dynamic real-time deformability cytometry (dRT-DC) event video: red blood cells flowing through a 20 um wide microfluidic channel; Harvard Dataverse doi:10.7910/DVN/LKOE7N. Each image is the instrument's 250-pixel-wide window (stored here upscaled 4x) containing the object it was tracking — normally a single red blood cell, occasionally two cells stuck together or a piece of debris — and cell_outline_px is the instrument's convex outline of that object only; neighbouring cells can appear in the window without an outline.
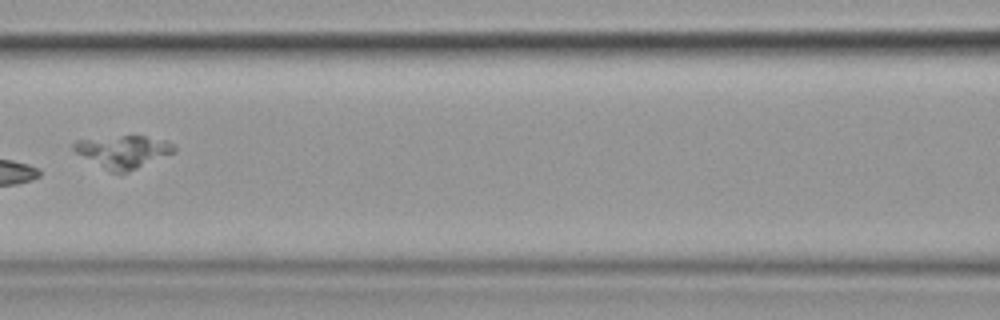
{"species": "common noctule bat (a hibernating species)", "species_latin": "Nyctalus noctula", "temperature_condition": "cold", "stored_images_in_passage": 16, "camera_frame_rate_fps": 3000, "um_per_image_px": 0.085, "animal": {"sex": "female", "body_mass_g": 19.9}, "frame": {"image": 1, "passage_image": 7, "time_ms": 8.0, "image_size_px": [1000, 320], "cell_outline_px": [[176, 152], [128, 172], [112, 172], [104, 168], [76, 152], [72, 148], [72, 144], [76, 140], [124, 136], [144, 136], [168, 140], [176, 148]], "centroid_in_image_um": [10.52, 12.88], "position_along_channel_um": 156.1, "area_um2": 18.73}}